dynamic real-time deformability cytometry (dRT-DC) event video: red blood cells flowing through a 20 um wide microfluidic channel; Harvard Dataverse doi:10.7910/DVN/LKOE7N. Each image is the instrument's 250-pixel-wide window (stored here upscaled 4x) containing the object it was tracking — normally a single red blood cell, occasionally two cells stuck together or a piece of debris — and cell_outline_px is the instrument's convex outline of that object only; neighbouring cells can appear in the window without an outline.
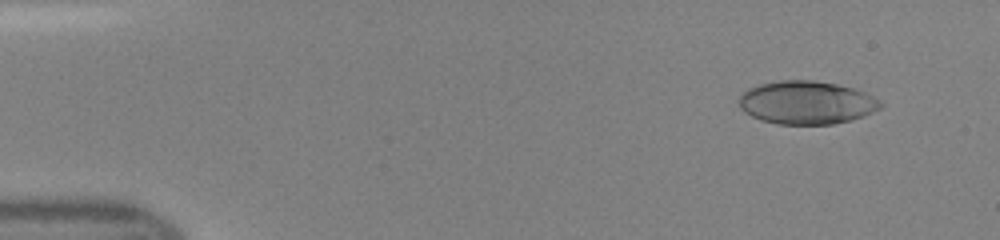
{"species": "human", "species_latin": "Homo sapiens", "temperature_condition": "room temperature", "stored_images_in_passage": 47, "camera_frame_rate_fps": 3000, "um_per_image_px": 0.085, "donor": {"sex": "female"}, "frame": {"image": 1, "passage_image": 4, "time_ms": 1.0, "image_size_px": [1000, 240], "cell_outline_px": [[884, 104], [880, 108], [872, 112], [852, 120], [832, 124], [776, 124], [760, 120], [744, 112], [740, 108], [736, 100], [748, 88], [760, 84], [780, 80], [812, 80], [836, 84], [852, 88], [864, 92], [880, 100]], "centroid_in_image_um": [68.52, 8.72], "position_along_channel_um": 16.5, "area_um2": 35.72}}
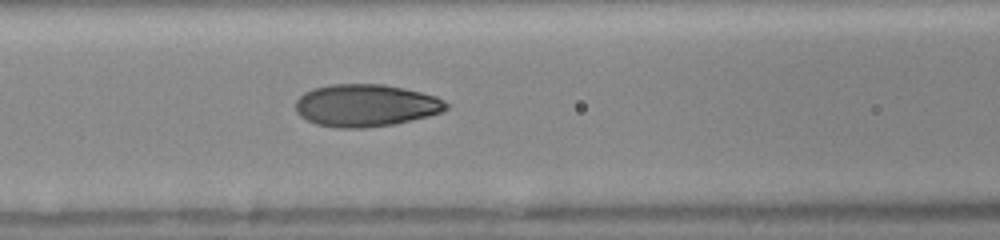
{"frame": {"image": 2, "passage_image": 20, "time_ms": 6.333, "image_size_px": [1000, 240], "cell_outline_px": [[448, 108], [440, 112], [428, 116], [392, 124], [364, 128], [336, 128], [316, 124], [300, 116], [296, 112], [296, 100], [304, 92], [312, 88], [332, 84], [384, 84], [404, 88], [436, 96], [444, 100], [448, 104]], "centroid_in_image_um": [31.07, 8.95], "position_along_channel_um": 135.5, "area_um2": 37.17}}
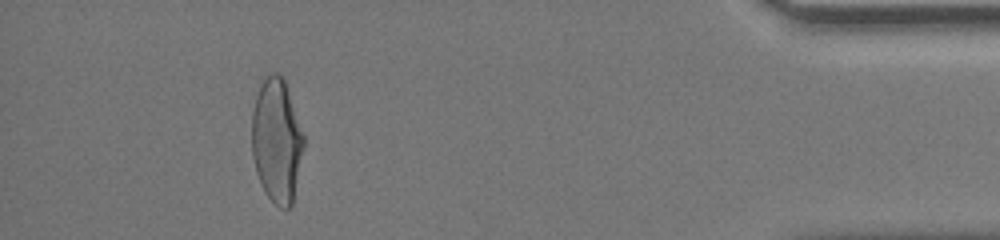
{"frame": {"image": 3, "passage_image": 43, "time_ms": 14.0, "image_size_px": [1000, 240], "cell_outline_px": [[304, 144], [292, 204], [288, 208], [280, 208], [264, 192], [260, 184], [256, 172], [252, 156], [252, 112], [256, 96], [260, 84], [264, 76], [268, 72], [276, 72], [284, 80], [304, 136]], "centroid_in_image_um": [23.49, 11.94], "position_along_channel_um": 411.7, "area_um2": 37.28}}